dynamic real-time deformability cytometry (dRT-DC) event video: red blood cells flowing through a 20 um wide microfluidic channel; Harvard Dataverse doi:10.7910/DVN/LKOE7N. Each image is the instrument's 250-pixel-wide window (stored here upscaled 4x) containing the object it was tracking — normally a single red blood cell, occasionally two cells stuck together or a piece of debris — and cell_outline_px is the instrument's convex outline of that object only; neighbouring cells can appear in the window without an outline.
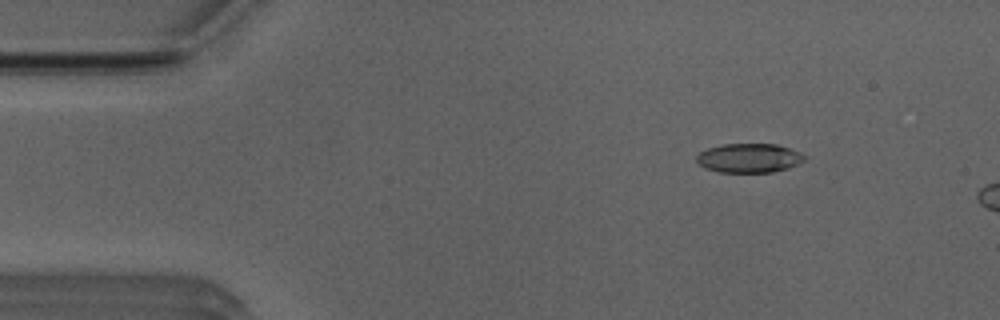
{"species": "Egyptian fruit bat (a non-hibernating species)", "species_latin": "Rousettus aegyptiacus", "temperature_condition": "room temperature", "stored_images_in_passage": 11, "camera_frame_rate_fps": 3000, "um_per_image_px": 0.085, "animal": {"sex": "male"}, "frame": {"image": 1, "passage_image": 7, "time_ms": 2.0, "image_size_px": [1000, 320], "cell_outline_px": [[808, 156], [800, 164], [788, 168], [772, 172], [716, 172], [704, 168], [696, 160], [696, 156], [700, 152], [708, 148], [724, 144], [776, 144], [800, 152]], "centroid_in_image_um": [63.69, 13.44], "position_along_channel_um": 21.3, "area_um2": 18.44}}